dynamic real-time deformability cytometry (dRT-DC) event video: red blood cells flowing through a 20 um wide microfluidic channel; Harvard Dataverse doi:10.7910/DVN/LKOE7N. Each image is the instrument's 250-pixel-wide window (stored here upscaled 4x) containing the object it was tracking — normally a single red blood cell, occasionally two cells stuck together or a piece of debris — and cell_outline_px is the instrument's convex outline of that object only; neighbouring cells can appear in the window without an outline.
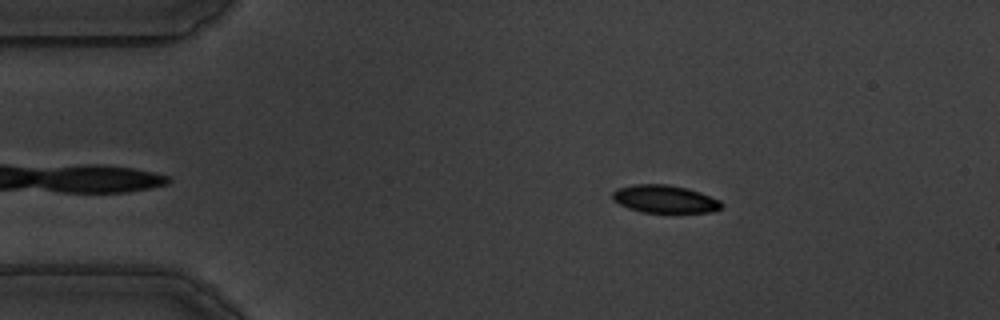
{"species": "common noctule bat (a hibernating species)", "species_latin": "Nyctalus noctula", "temperature_condition": "warm", "stored_images_in_passage": 48, "camera_frame_rate_fps": 3000, "um_per_image_px": 0.085, "animal": {"sex": "male", "body_mass_g": 19.5, "forearm_length_mm": 54.6}, "frame": {"image": 1, "passage_image": 9, "time_ms": 2.667, "image_size_px": [1000, 320], "cell_outline_px": [[724, 204], [720, 208], [712, 212], [640, 212], [628, 208], [612, 200], [612, 192], [616, 188], [636, 184], [668, 184], [688, 188], [700, 192], [720, 200]], "centroid_in_image_um": [56.49, 16.91], "position_along_channel_um": 28.5, "area_um2": 17.74}}
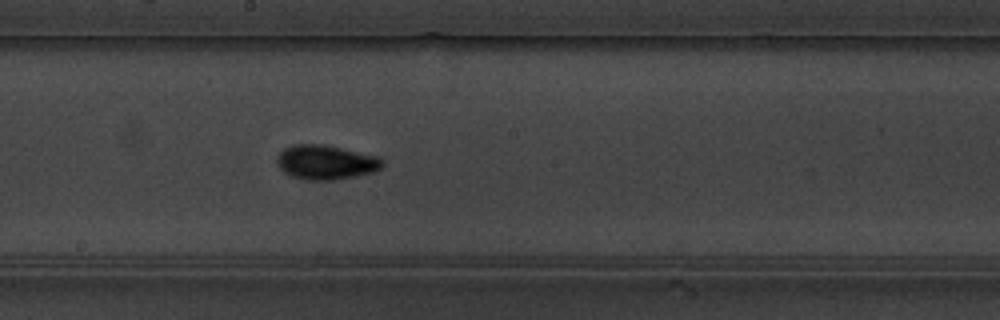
{"frame": {"image": 2, "passage_image": 30, "time_ms": 9.667, "image_size_px": [1000, 320], "cell_outline_px": [[384, 164], [380, 168], [372, 172], [356, 176], [332, 180], [304, 180], [292, 176], [284, 172], [280, 168], [276, 160], [280, 152], [284, 148], [296, 144], [324, 144], [376, 156], [384, 160]], "centroid_in_image_um": [27.68, 13.79], "position_along_channel_um": 220.5, "area_um2": 21.04}}
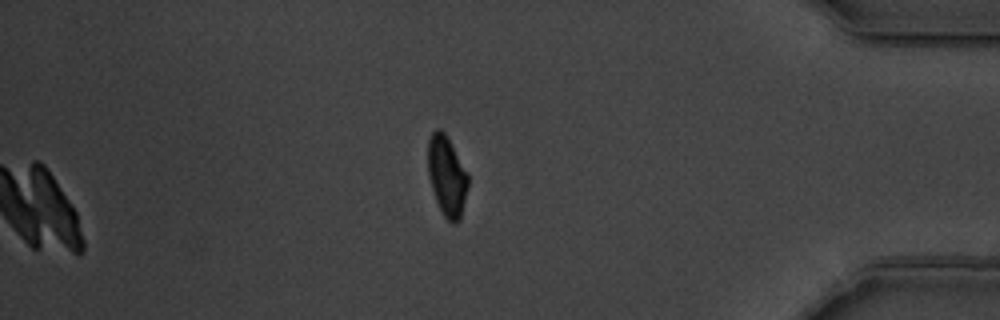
{"frame": {"image": 3, "passage_image": 48, "time_ms": 15.667, "image_size_px": [1000, 320], "cell_outline_px": [[468, 188], [460, 220], [456, 224], [452, 224], [444, 216], [436, 200], [428, 176], [428, 140], [432, 132], [436, 128], [440, 128], [444, 132], [468, 172]], "centroid_in_image_um": [37.99, 14.97], "position_along_channel_um": 397.2, "area_um2": 18.79}, "authors_computed_cell_mechanics": {"area_um2": 18.9584, "velocity_mm_per_s": 3.5155, "shape_relaxation_time_tau1_ms": 2.8866, "shape_relaxation_time_tau2_ms": 2.0493, "deformation_change_tau1": 0.1186, "deformation_change_tau2": 0.0576}}